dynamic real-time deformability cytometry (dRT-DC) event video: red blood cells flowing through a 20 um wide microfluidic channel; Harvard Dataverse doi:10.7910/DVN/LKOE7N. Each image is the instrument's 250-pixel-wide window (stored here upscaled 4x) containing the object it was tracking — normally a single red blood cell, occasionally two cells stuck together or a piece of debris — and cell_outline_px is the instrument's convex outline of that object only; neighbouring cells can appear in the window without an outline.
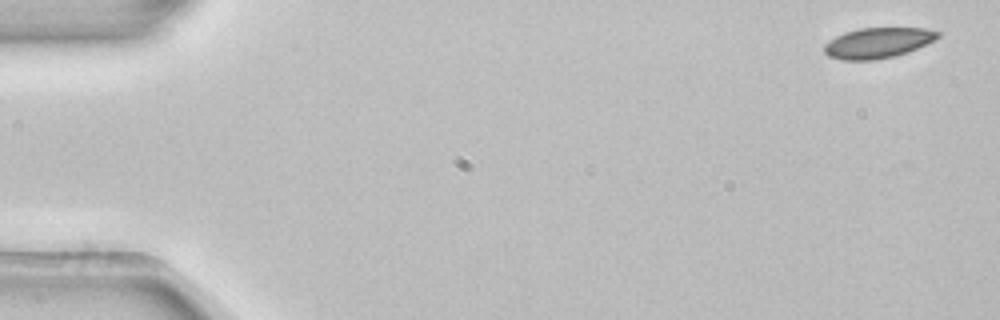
{"species": "common noctule bat (a hibernating species)", "species_latin": "Nyctalus noctula", "temperature_condition": "room temperature", "stored_images_in_passage": 4, "camera_frame_rate_fps": 3000, "um_per_image_px": 0.085, "animal": {"sex": "female", "body_mass_g": 22.7, "forearm_length_mm": 54.2}, "frame": {"image": 1, "passage_image": 1, "time_ms": 0.0, "image_size_px": [1000, 320], "cell_outline_px": [[940, 36], [908, 52], [892, 56], [872, 60], [840, 60], [828, 56], [824, 52], [824, 44], [836, 36], [844, 32], [860, 28], [924, 28], [940, 32]], "centroid_in_image_um": [74.56, 3.64], "position_along_channel_um": 10.4, "area_um2": 19.94}}
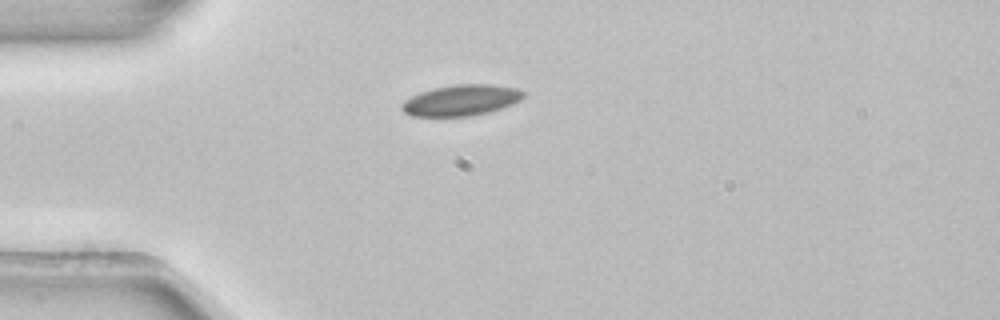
{"frame": {"image": 2, "passage_image": 3, "time_ms": 0.667, "image_size_px": [1000, 320], "cell_outline_px": [[524, 96], [520, 100], [512, 104], [488, 112], [472, 116], [412, 116], [404, 112], [400, 108], [400, 104], [404, 100], [420, 92], [436, 88], [456, 84], [492, 84], [516, 88], [524, 92]], "centroid_in_image_um": [39.18, 8.52], "position_along_channel_um": 45.8, "area_um2": 21.85}}
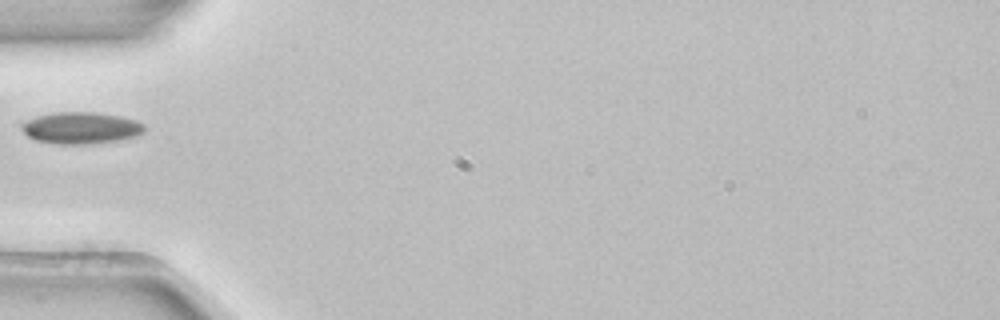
{"frame": {"image": 3, "passage_image": 4, "time_ms": 1.0, "image_size_px": [1000, 320], "cell_outline_px": [[144, 132], [140, 136], [116, 140], [88, 144], [56, 144], [36, 140], [28, 136], [24, 132], [24, 124], [28, 120], [36, 116], [56, 112], [96, 112], [120, 116], [136, 120], [144, 124]], "centroid_in_image_um": [6.94, 10.87], "position_along_channel_um": 78.1, "area_um2": 22.54}}